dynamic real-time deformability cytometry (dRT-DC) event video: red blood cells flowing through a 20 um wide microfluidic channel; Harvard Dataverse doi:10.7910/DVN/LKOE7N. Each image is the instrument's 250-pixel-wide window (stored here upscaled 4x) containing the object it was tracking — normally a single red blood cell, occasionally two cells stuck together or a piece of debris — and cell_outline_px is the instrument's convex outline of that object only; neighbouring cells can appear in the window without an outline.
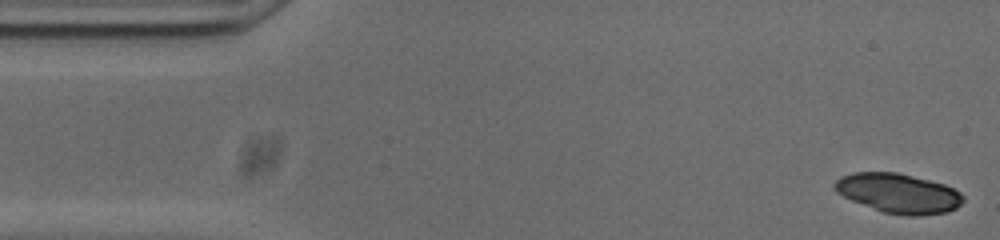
{"species": "common noctule bat (a hibernating species)", "species_latin": "Nyctalus noctula", "temperature_condition": "cold", "stored_images_in_passage": 52, "camera_frame_rate_fps": 3000, "um_per_image_px": 0.085, "animal": {"sex": "male", "body_mass_g": 20.0, "forearm_length_mm": 53.3}, "frame": {"image": 1, "passage_image": 1, "time_ms": 0.0, "image_size_px": [1000, 240], "cell_outline_px": [[964, 200], [956, 208], [948, 212], [916, 216], [904, 216], [884, 212], [852, 200], [836, 192], [832, 188], [832, 184], [840, 176], [852, 172], [896, 172], [944, 184], [960, 192], [964, 196]], "centroid_in_image_um": [76.35, 16.42], "position_along_channel_um": 8.7, "area_um2": 29.59}}
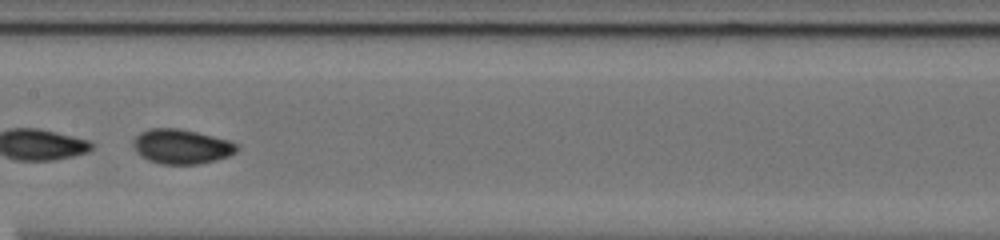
{"frame": {"image": 2, "passage_image": 25, "time_ms": 8.0, "image_size_px": [1000, 240], "cell_outline_px": [[240, 148], [236, 152], [228, 156], [216, 160], [200, 164], [160, 164], [148, 160], [140, 156], [136, 152], [132, 144], [132, 140], [140, 132], [148, 128], [180, 128], [228, 140], [236, 144]], "centroid_in_image_um": [15.39, 12.45], "position_along_channel_um": 192.0, "area_um2": 21.1}, "authors_computed_cell_mechanics": {"area_um2": 25.0852, "velocity_mm_per_s": 3.7194, "shape_relaxation_time_tau1_ms": 4.4519, "shape_relaxation_time_tau2_ms": 1.6664, "deformation_change_tau1": 0.1442, "deformation_change_tau2": 0.0477}}